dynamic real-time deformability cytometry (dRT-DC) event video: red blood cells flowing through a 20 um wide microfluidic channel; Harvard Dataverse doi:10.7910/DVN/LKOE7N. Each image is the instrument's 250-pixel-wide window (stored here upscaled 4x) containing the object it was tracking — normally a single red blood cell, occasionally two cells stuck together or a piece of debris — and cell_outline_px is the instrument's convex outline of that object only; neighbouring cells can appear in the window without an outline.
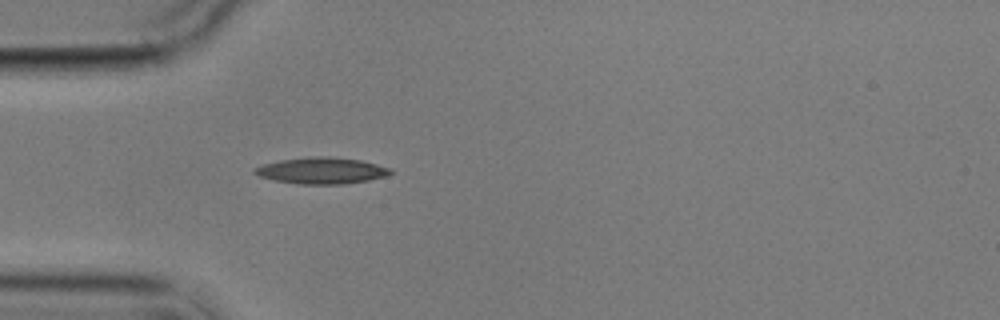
{"species": "common noctule bat (a hibernating species)", "species_latin": "Nyctalus noctula", "temperature_condition": "cold", "stored_images_in_passage": 2, "camera_frame_rate_fps": 3000, "um_per_image_px": 0.085, "animal": {"sex": "male", "body_mass_g": 17.9}, "frame": {"image": 1, "passage_image": 2, "time_ms": 2.333, "image_size_px": [1000, 320], "cell_outline_px": [[396, 172], [388, 176], [368, 180], [344, 184], [300, 184], [276, 180], [260, 176], [252, 172], [252, 168], [260, 164], [280, 160], [320, 156], [328, 156], [360, 160], [392, 168]], "centroid_in_image_um": [27.37, 14.5], "position_along_channel_um": 57.6, "area_um2": 20.98}}